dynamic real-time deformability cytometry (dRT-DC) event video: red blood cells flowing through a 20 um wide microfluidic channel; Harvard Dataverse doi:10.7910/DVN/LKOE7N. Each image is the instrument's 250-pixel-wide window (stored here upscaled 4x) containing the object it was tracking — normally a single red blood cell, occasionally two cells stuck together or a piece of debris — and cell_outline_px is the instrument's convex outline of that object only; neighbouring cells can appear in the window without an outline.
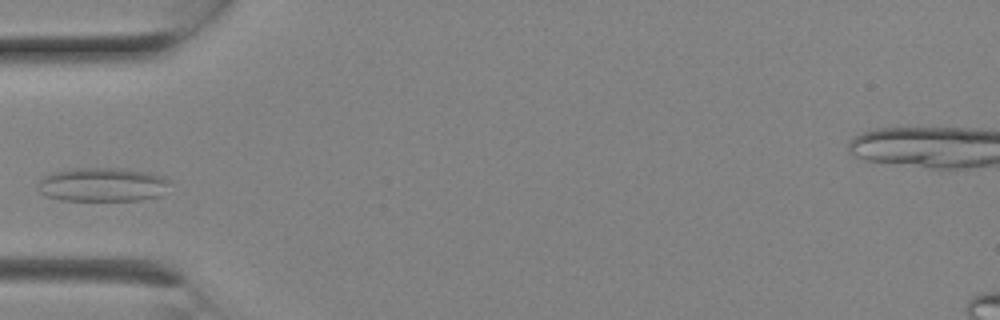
{"species": "Egyptian fruit bat (a non-hibernating species)", "species_latin": "Rousettus aegyptiacus", "temperature_condition": "room temperature", "stored_images_in_passage": 7, "camera_frame_rate_fps": 3000, "um_per_image_px": 0.085, "animal": {"sex": "female"}, "frame": {"image": 1, "passage_image": 5, "time_ms": 1.333, "image_size_px": [1000, 320], "cell_outline_px": [[172, 180], [160, 196], [140, 200], [60, 200], [48, 196], [40, 192], [40, 180], [44, 176], [52, 172], [72, 168], [124, 168], [148, 172], [164, 176]], "centroid_in_image_um": [8.76, 15.68], "position_along_channel_um": 76.2, "area_um2": 26.13}}